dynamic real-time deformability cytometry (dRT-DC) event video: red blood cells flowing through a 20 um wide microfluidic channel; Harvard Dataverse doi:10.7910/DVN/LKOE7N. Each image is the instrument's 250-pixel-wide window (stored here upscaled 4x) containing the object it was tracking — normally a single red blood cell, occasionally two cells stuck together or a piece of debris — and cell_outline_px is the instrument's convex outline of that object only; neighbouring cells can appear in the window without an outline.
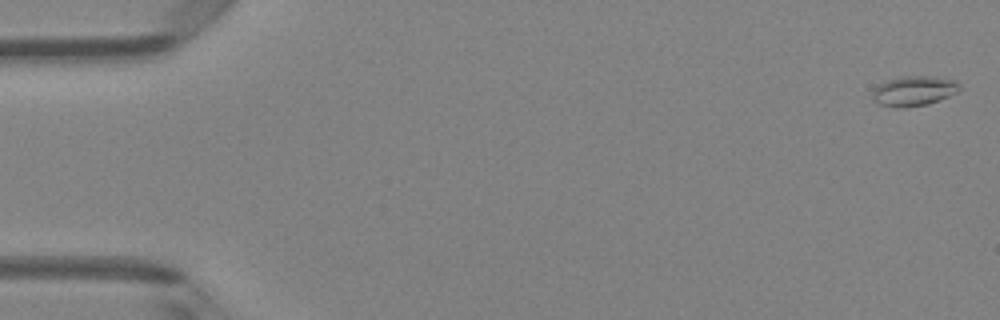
{"species": "Egyptian fruit bat (a non-hibernating species)", "species_latin": "Rousettus aegyptiacus", "temperature_condition": "room temperature", "stored_images_in_passage": 5, "camera_frame_rate_fps": 3000, "um_per_image_px": 0.085, "animal": {"sex": "female"}, "frame": {"image": 1, "passage_image": 1, "time_ms": 0.0, "image_size_px": [1000, 320], "cell_outline_px": [[960, 88], [956, 92], [948, 96], [924, 104], [900, 108], [896, 108], [880, 104], [872, 100], [872, 92], [880, 84], [888, 80], [900, 76], [936, 76], [956, 80]], "centroid_in_image_um": [77.65, 7.71], "position_along_channel_um": 7.3, "area_um2": 14.97}}
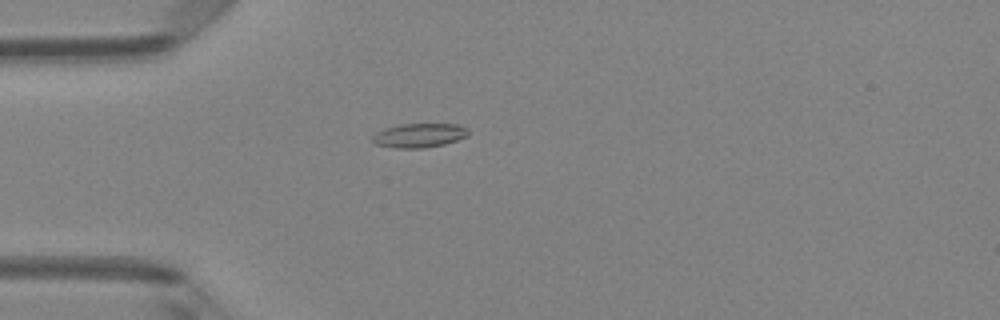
{"frame": {"image": 2, "passage_image": 5, "time_ms": 4.333, "image_size_px": [1000, 320], "cell_outline_px": [[468, 136], [444, 144], [424, 148], [396, 148], [376, 144], [372, 140], [372, 136], [376, 132], [384, 128], [400, 124], [456, 124], [468, 128]], "centroid_in_image_um": [35.62, 11.5], "position_along_channel_um": 49.4, "area_um2": 13.47}}